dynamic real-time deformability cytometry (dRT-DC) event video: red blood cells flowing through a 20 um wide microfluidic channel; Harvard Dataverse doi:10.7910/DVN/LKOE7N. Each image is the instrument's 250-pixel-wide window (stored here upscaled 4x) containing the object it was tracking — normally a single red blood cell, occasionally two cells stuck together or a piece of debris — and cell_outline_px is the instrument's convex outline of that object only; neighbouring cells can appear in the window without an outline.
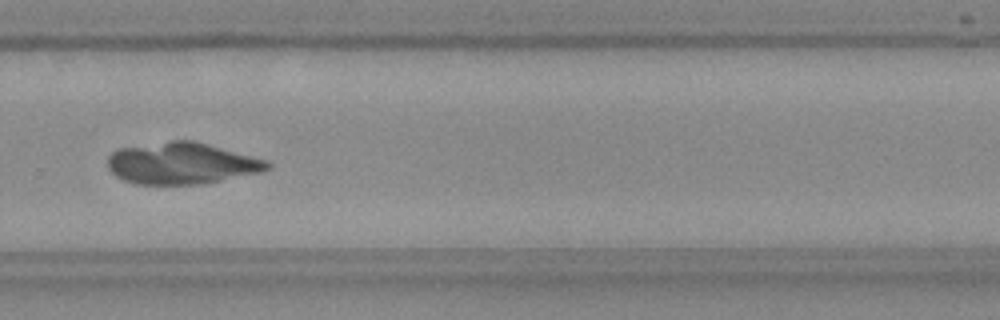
{"species": "Egyptian fruit bat (a non-hibernating species)", "species_latin": "Rousettus aegyptiacus", "temperature_condition": "room temperature", "stored_images_in_passage": 52, "camera_frame_rate_fps": 3000, "um_per_image_px": 0.085, "frame": {"image": 1, "passage_image": 35, "time_ms": 11.333, "image_size_px": [1000, 320], "cell_outline_px": [[272, 168], [260, 172], [200, 184], [136, 184], [124, 180], [116, 176], [108, 168], [108, 156], [112, 152], [120, 148], [172, 140], [192, 140], [268, 160], [272, 164]], "centroid_in_image_um": [15.45, 13.88], "position_along_channel_um": 314.4, "area_um2": 38.49}}
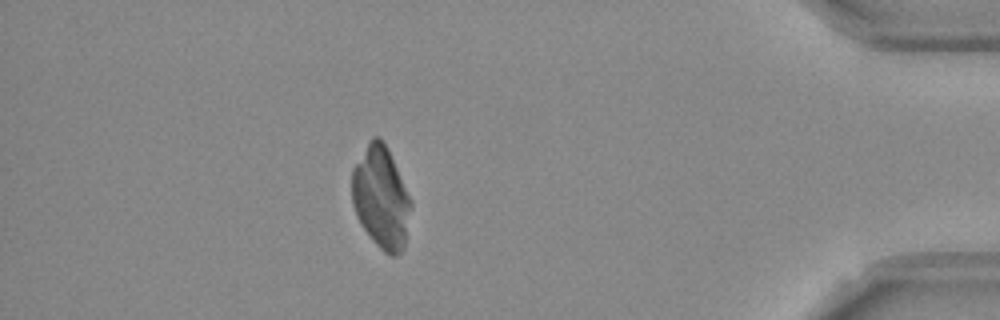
{"frame": {"image": 2, "passage_image": 46, "time_ms": 15.0, "image_size_px": [1000, 320], "cell_outline_px": [[412, 204], [404, 248], [396, 256], [388, 256], [372, 240], [356, 216], [352, 204], [352, 168], [372, 136], [380, 136], [412, 200]], "centroid_in_image_um": [32.38, 16.83], "position_along_channel_um": 402.8, "area_um2": 34.85}}